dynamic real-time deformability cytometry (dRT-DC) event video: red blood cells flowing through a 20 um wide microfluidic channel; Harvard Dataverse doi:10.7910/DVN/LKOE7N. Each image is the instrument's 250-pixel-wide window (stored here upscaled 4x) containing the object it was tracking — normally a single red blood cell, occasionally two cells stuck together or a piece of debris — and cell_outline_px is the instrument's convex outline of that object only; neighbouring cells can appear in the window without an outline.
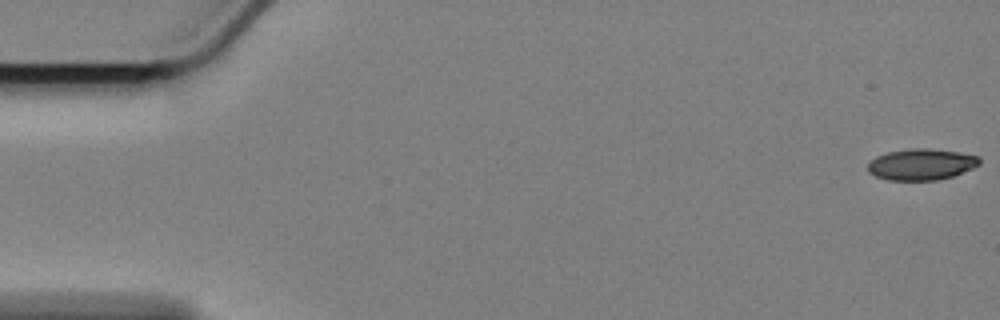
{"species": "Egyptian fruit bat (a non-hibernating species)", "species_latin": "Rousettus aegyptiacus", "temperature_condition": "cold", "stored_images_in_passage": 51, "camera_frame_rate_fps": 3000, "um_per_image_px": 0.085, "animal": {"sex": "female"}, "frame": {"image": 1, "passage_image": 1, "time_ms": 0.0, "image_size_px": [1000, 320], "cell_outline_px": [[980, 164], [972, 168], [952, 176], [936, 180], [888, 180], [876, 176], [868, 172], [868, 164], [876, 156], [888, 152], [908, 148], [928, 148], [956, 152], [980, 156]], "centroid_in_image_um": [78.3, 13.96], "position_along_channel_um": 6.7, "area_um2": 20.23}}
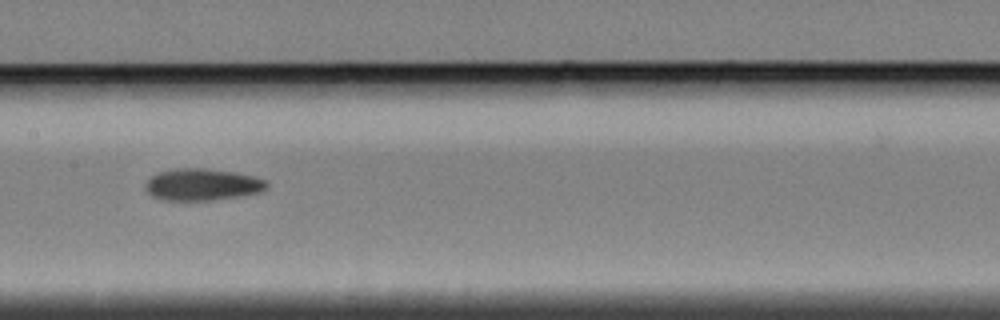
{"frame": {"image": 2, "passage_image": 29, "time_ms": 9.333, "image_size_px": [1000, 320], "cell_outline_px": [[268, 188], [260, 192], [212, 200], [164, 200], [152, 196], [144, 188], [144, 184], [156, 172], [176, 168], [204, 168], [236, 172], [268, 180]], "centroid_in_image_um": [17.18, 15.67], "position_along_channel_um": 190.2, "area_um2": 22.6}}
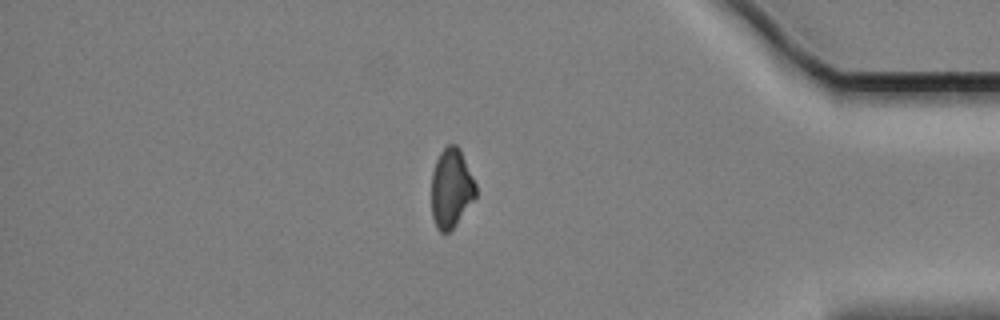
{"frame": {"image": 3, "passage_image": 50, "time_ms": 16.333, "image_size_px": [1000, 320], "cell_outline_px": [[476, 196], [452, 228], [448, 232], [440, 232], [436, 228], [432, 216], [432, 172], [436, 160], [440, 152], [448, 144], [456, 144], [460, 148], [476, 184]], "centroid_in_image_um": [38.34, 15.97], "position_along_channel_um": 396.9, "area_um2": 20.29}}